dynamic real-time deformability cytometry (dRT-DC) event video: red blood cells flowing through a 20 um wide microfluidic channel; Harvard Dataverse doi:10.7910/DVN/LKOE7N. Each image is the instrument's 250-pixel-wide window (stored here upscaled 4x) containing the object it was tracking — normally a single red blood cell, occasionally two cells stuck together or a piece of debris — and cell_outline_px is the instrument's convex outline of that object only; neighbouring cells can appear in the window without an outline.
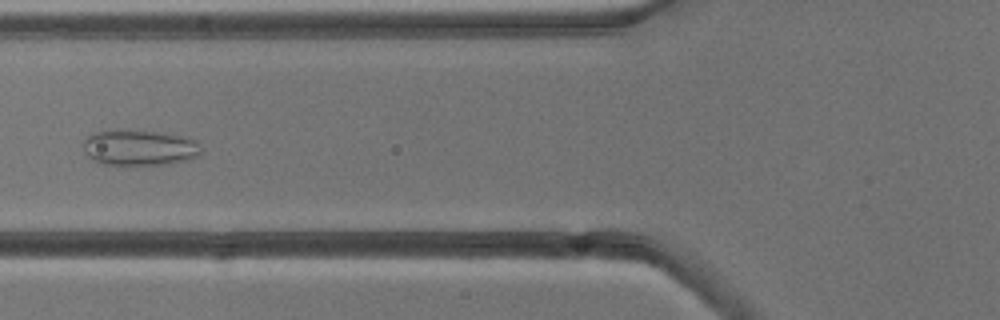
{"species": "common noctule bat (a hibernating species)", "species_latin": "Nyctalus noctula", "temperature_condition": "cold", "stored_images_in_passage": 5, "camera_frame_rate_fps": 3000, "um_per_image_px": 0.085, "animal": {"sex": "male", "body_mass_g": 13.3}, "frame": {"image": 1, "passage_image": 5, "time_ms": 5.333, "image_size_px": [1000, 320], "cell_outline_px": [[200, 156], [188, 160], [164, 164], [96, 164], [88, 156], [84, 148], [84, 140], [92, 132], [116, 128], [152, 132], [180, 136], [196, 140], [200, 144]], "centroid_in_image_um": [11.81, 12.54], "position_along_channel_um": 114.0, "area_um2": 24.62}}